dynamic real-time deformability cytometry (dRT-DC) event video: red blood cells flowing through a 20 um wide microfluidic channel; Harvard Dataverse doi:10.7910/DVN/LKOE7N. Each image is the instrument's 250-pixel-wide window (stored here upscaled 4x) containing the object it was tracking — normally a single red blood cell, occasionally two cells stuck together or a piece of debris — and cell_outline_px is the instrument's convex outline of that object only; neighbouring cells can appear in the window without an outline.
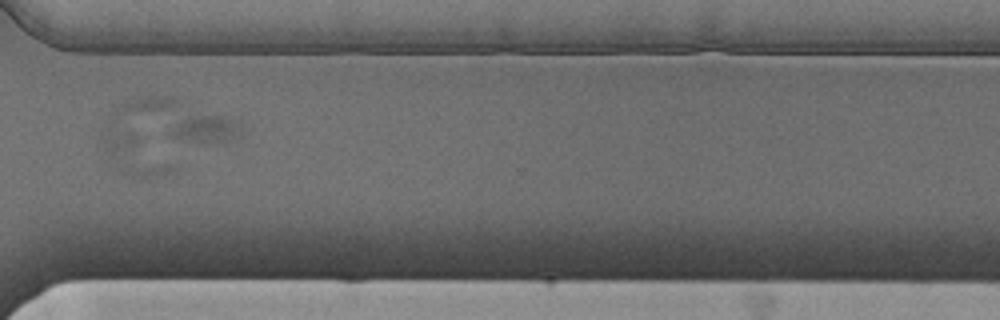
{"species": "Egyptian fruit bat (a non-hibernating species)", "species_latin": "Rousettus aegyptiacus", "temperature_condition": "cold", "stored_images_in_passage": 15, "camera_frame_rate_fps": 3000, "um_per_image_px": 0.085, "animal": {"sex": "male"}, "frame": {"image": 1, "passage_image": 12, "time_ms": 3.667, "image_size_px": [1000, 320], "cell_outline_px": [[244, 136], [228, 144], [208, 144], [168, 136], [168, 132], [188, 112], [232, 116], [244, 128]], "centroid_in_image_um": [17.66, 10.95], "position_along_channel_um": 352.9, "area_um2": 13.01}}
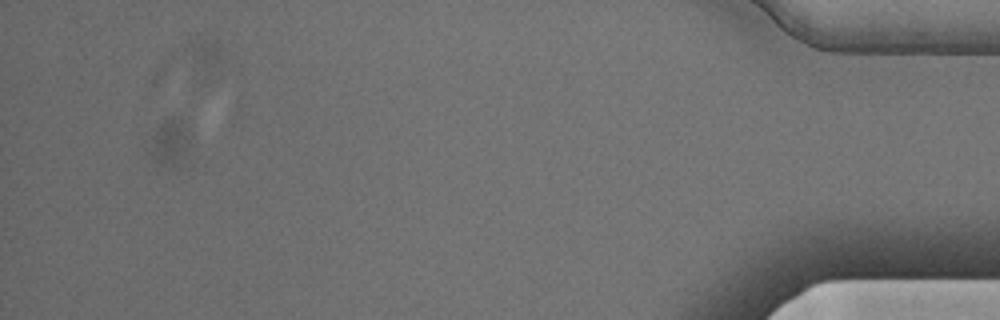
{"frame": {"image": 2, "passage_image": 14, "time_ms": 4.333, "image_size_px": [1000, 320], "cell_outline_px": [[192, 144], [184, 156], [180, 160], [172, 164], [156, 168], [152, 152], [156, 132], [160, 124], [164, 120], [180, 116], [188, 128], [192, 136]], "centroid_in_image_um": [14.56, 12.07], "position_along_channel_um": 420.6, "area_um2": 10.58}}